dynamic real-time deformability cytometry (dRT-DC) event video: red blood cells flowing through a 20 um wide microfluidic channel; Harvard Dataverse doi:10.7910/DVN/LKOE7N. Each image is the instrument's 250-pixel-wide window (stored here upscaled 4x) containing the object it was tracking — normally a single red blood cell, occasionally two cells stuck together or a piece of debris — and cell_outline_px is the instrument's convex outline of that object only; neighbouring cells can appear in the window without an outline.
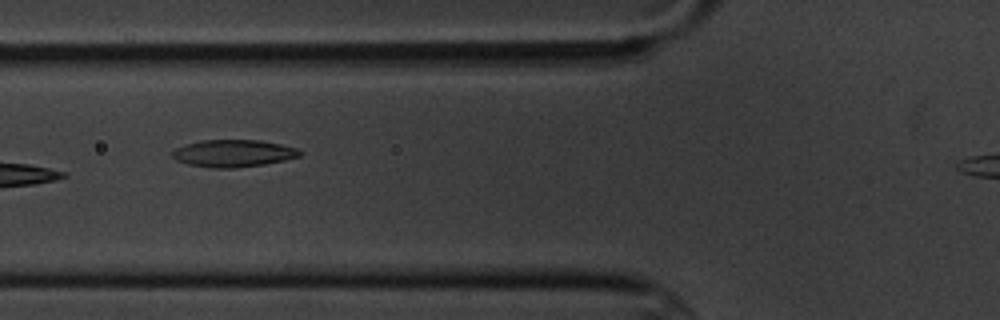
{"species": "common noctule bat (a hibernating species)", "species_latin": "Nyctalus noctula", "temperature_condition": "cold", "stored_images_in_passage": 7, "camera_frame_rate_fps": 3000, "um_per_image_px": 0.085, "animal": {"sex": "male", "body_mass_g": 20.1, "forearm_length_mm": 53.5}, "frame": {"image": 1, "passage_image": 7, "time_ms": 7.0, "image_size_px": [1000, 320], "cell_outline_px": [[300, 156], [284, 160], [264, 164], [236, 168], [212, 168], [188, 164], [176, 160], [172, 156], [172, 152], [176, 148], [200, 140], [260, 140], [280, 144], [296, 148], [300, 152]], "centroid_in_image_um": [19.81, 13.03], "position_along_channel_um": 106.0, "area_um2": 20.06}}